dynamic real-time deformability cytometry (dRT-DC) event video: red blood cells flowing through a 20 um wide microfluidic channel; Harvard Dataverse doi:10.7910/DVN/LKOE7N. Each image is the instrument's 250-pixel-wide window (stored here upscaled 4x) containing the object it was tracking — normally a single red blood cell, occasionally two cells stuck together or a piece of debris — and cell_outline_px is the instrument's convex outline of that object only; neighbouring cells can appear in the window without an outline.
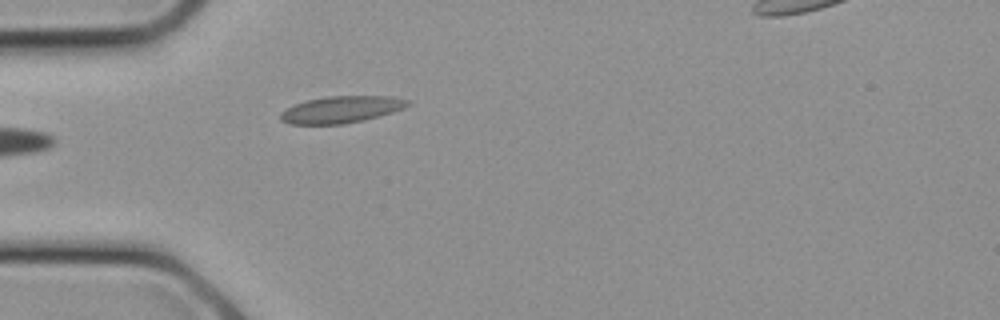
{"species": "common noctule bat (a hibernating species)", "species_latin": "Nyctalus noctula", "temperature_condition": "cold", "stored_images_in_passage": 9, "camera_frame_rate_fps": 3000, "um_per_image_px": 0.085, "animal": {"sex": "female", "body_mass_g": 21.9}, "frame": {"image": 1, "passage_image": 1, "time_ms": 0.0, "image_size_px": [1000, 320], "cell_outline_px": [[412, 104], [404, 108], [392, 112], [364, 120], [344, 124], [288, 124], [280, 120], [280, 112], [296, 104], [308, 100], [324, 96], [392, 96], [412, 100]], "centroid_in_image_um": [29.05, 9.3], "position_along_channel_um": 55.9, "area_um2": 20.0}}
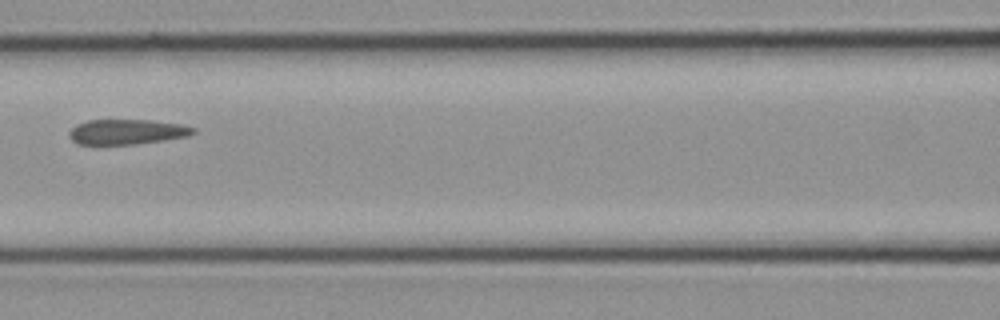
{"frame": {"image": 2, "passage_image": 5, "time_ms": 1.333, "image_size_px": [1000, 320], "cell_outline_px": [[196, 132], [188, 136], [164, 140], [136, 144], [76, 144], [68, 136], [68, 132], [76, 124], [88, 120], [148, 120], [180, 124], [196, 128]], "centroid_in_image_um": [10.77, 11.2], "position_along_channel_um": 155.8, "area_um2": 18.15}}
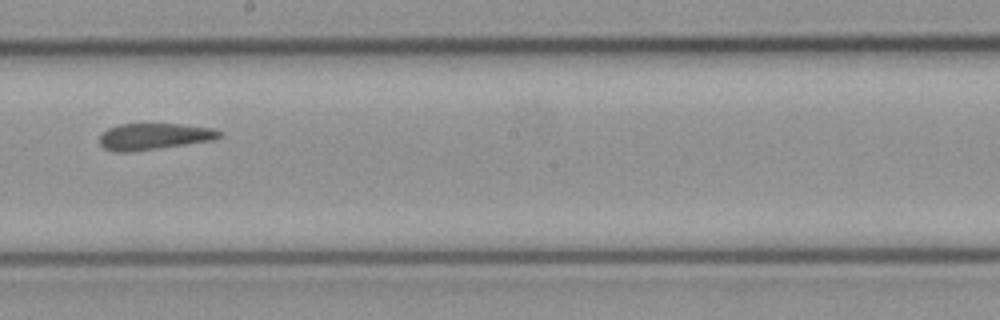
{"frame": {"image": 3, "passage_image": 8, "time_ms": 2.333, "image_size_px": [1000, 320], "cell_outline_px": [[224, 136], [212, 140], [160, 148], [132, 152], [112, 152], [104, 148], [100, 144], [100, 136], [108, 128], [120, 124], [180, 124], [212, 128], [224, 132]], "centroid_in_image_um": [13.11, 11.6], "position_along_channel_um": 235.1, "area_um2": 18.55}}